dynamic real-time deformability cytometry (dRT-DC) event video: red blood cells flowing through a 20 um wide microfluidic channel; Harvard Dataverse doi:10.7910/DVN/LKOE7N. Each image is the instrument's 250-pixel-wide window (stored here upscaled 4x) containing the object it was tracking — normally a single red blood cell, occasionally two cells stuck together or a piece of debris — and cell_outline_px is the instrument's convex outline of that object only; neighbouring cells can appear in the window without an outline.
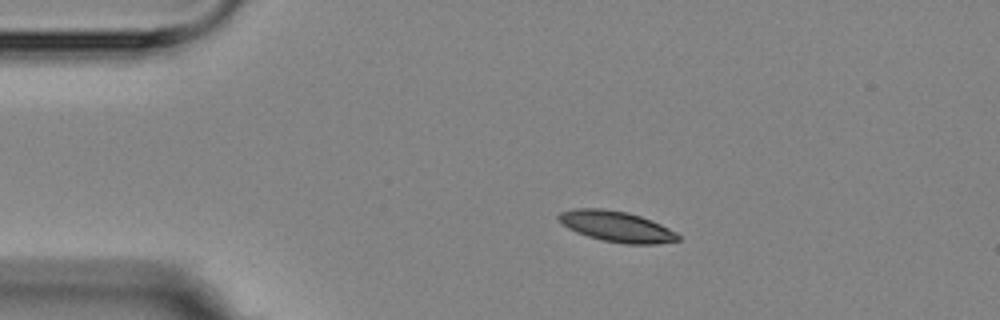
{"species": "Egyptian fruit bat (a non-hibernating species)", "species_latin": "Rousettus aegyptiacus", "temperature_condition": "room temperature", "stored_images_in_passage": 4, "camera_frame_rate_fps": 3000, "um_per_image_px": 0.085, "animal": {"sex": "female"}, "frame": {"image": 1, "passage_image": 2, "time_ms": 2.333, "image_size_px": [1000, 320], "cell_outline_px": [[680, 240], [656, 244], [624, 244], [604, 240], [588, 236], [576, 232], [568, 228], [556, 216], [560, 212], [572, 208], [600, 208], [628, 212], [640, 216], [660, 224], [676, 232], [680, 236]], "centroid_in_image_um": [52.4, 19.24], "position_along_channel_um": 32.6, "area_um2": 21.27}}